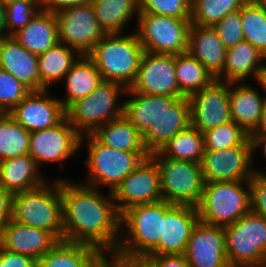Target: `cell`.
Instances as JSON below:
<instances>
[{"label":"cell","instance_id":"cell-38","mask_svg":"<svg viewBox=\"0 0 266 267\" xmlns=\"http://www.w3.org/2000/svg\"><path fill=\"white\" fill-rule=\"evenodd\" d=\"M244 40L266 57V13L256 0H248L241 8Z\"/></svg>","mask_w":266,"mask_h":267},{"label":"cell","instance_id":"cell-36","mask_svg":"<svg viewBox=\"0 0 266 267\" xmlns=\"http://www.w3.org/2000/svg\"><path fill=\"white\" fill-rule=\"evenodd\" d=\"M30 132L9 113L0 114V161L29 152Z\"/></svg>","mask_w":266,"mask_h":267},{"label":"cell","instance_id":"cell-30","mask_svg":"<svg viewBox=\"0 0 266 267\" xmlns=\"http://www.w3.org/2000/svg\"><path fill=\"white\" fill-rule=\"evenodd\" d=\"M66 96L59 98L64 109L74 101L87 97L103 81L94 61L81 55L63 79Z\"/></svg>","mask_w":266,"mask_h":267},{"label":"cell","instance_id":"cell-55","mask_svg":"<svg viewBox=\"0 0 266 267\" xmlns=\"http://www.w3.org/2000/svg\"><path fill=\"white\" fill-rule=\"evenodd\" d=\"M266 13V0H256Z\"/></svg>","mask_w":266,"mask_h":267},{"label":"cell","instance_id":"cell-5","mask_svg":"<svg viewBox=\"0 0 266 267\" xmlns=\"http://www.w3.org/2000/svg\"><path fill=\"white\" fill-rule=\"evenodd\" d=\"M60 179L47 180L35 189L13 194L12 220L49 231L62 241L64 228Z\"/></svg>","mask_w":266,"mask_h":267},{"label":"cell","instance_id":"cell-1","mask_svg":"<svg viewBox=\"0 0 266 267\" xmlns=\"http://www.w3.org/2000/svg\"><path fill=\"white\" fill-rule=\"evenodd\" d=\"M69 180L60 179L63 240L90 245L110 259L121 236V213L112 193Z\"/></svg>","mask_w":266,"mask_h":267},{"label":"cell","instance_id":"cell-13","mask_svg":"<svg viewBox=\"0 0 266 267\" xmlns=\"http://www.w3.org/2000/svg\"><path fill=\"white\" fill-rule=\"evenodd\" d=\"M81 134L64 117L57 125L30 132L29 152L41 170L42 164L63 162L80 151Z\"/></svg>","mask_w":266,"mask_h":267},{"label":"cell","instance_id":"cell-8","mask_svg":"<svg viewBox=\"0 0 266 267\" xmlns=\"http://www.w3.org/2000/svg\"><path fill=\"white\" fill-rule=\"evenodd\" d=\"M150 157L155 161L160 172L162 198L172 204L197 206L200 203L204 178L201 164L173 160L153 152Z\"/></svg>","mask_w":266,"mask_h":267},{"label":"cell","instance_id":"cell-42","mask_svg":"<svg viewBox=\"0 0 266 267\" xmlns=\"http://www.w3.org/2000/svg\"><path fill=\"white\" fill-rule=\"evenodd\" d=\"M139 13L191 19V0H139Z\"/></svg>","mask_w":266,"mask_h":267},{"label":"cell","instance_id":"cell-37","mask_svg":"<svg viewBox=\"0 0 266 267\" xmlns=\"http://www.w3.org/2000/svg\"><path fill=\"white\" fill-rule=\"evenodd\" d=\"M248 0H191V24L213 26L239 11Z\"/></svg>","mask_w":266,"mask_h":267},{"label":"cell","instance_id":"cell-17","mask_svg":"<svg viewBox=\"0 0 266 267\" xmlns=\"http://www.w3.org/2000/svg\"><path fill=\"white\" fill-rule=\"evenodd\" d=\"M184 255L191 267H230L224 228L199 220L192 229Z\"/></svg>","mask_w":266,"mask_h":267},{"label":"cell","instance_id":"cell-49","mask_svg":"<svg viewBox=\"0 0 266 267\" xmlns=\"http://www.w3.org/2000/svg\"><path fill=\"white\" fill-rule=\"evenodd\" d=\"M251 140L253 142V155L256 154V149L259 150L260 148L263 150V156L266 159V133L264 134H251ZM260 147V148H259Z\"/></svg>","mask_w":266,"mask_h":267},{"label":"cell","instance_id":"cell-12","mask_svg":"<svg viewBox=\"0 0 266 267\" xmlns=\"http://www.w3.org/2000/svg\"><path fill=\"white\" fill-rule=\"evenodd\" d=\"M253 142L249 137L242 145L205 151L201 161L205 182L245 181L261 170L254 165ZM253 163V164H252Z\"/></svg>","mask_w":266,"mask_h":267},{"label":"cell","instance_id":"cell-44","mask_svg":"<svg viewBox=\"0 0 266 267\" xmlns=\"http://www.w3.org/2000/svg\"><path fill=\"white\" fill-rule=\"evenodd\" d=\"M250 212L266 219V172H256L249 179Z\"/></svg>","mask_w":266,"mask_h":267},{"label":"cell","instance_id":"cell-48","mask_svg":"<svg viewBox=\"0 0 266 267\" xmlns=\"http://www.w3.org/2000/svg\"><path fill=\"white\" fill-rule=\"evenodd\" d=\"M91 2V0H41L43 10L57 12L60 9L81 5Z\"/></svg>","mask_w":266,"mask_h":267},{"label":"cell","instance_id":"cell-22","mask_svg":"<svg viewBox=\"0 0 266 267\" xmlns=\"http://www.w3.org/2000/svg\"><path fill=\"white\" fill-rule=\"evenodd\" d=\"M0 68L31 91H40L38 56L26 50L13 36L0 41Z\"/></svg>","mask_w":266,"mask_h":267},{"label":"cell","instance_id":"cell-19","mask_svg":"<svg viewBox=\"0 0 266 267\" xmlns=\"http://www.w3.org/2000/svg\"><path fill=\"white\" fill-rule=\"evenodd\" d=\"M198 221L196 206L172 204L162 218L159 243L148 255L184 254L192 229Z\"/></svg>","mask_w":266,"mask_h":267},{"label":"cell","instance_id":"cell-54","mask_svg":"<svg viewBox=\"0 0 266 267\" xmlns=\"http://www.w3.org/2000/svg\"><path fill=\"white\" fill-rule=\"evenodd\" d=\"M4 5L15 3L17 1H34L35 3H41V0H0Z\"/></svg>","mask_w":266,"mask_h":267},{"label":"cell","instance_id":"cell-6","mask_svg":"<svg viewBox=\"0 0 266 267\" xmlns=\"http://www.w3.org/2000/svg\"><path fill=\"white\" fill-rule=\"evenodd\" d=\"M126 91L118 83L103 80L90 95L71 103L65 117L81 135L91 134L124 114V102H119V97Z\"/></svg>","mask_w":266,"mask_h":267},{"label":"cell","instance_id":"cell-11","mask_svg":"<svg viewBox=\"0 0 266 267\" xmlns=\"http://www.w3.org/2000/svg\"><path fill=\"white\" fill-rule=\"evenodd\" d=\"M59 43L88 55L106 34L99 26L91 2L55 12Z\"/></svg>","mask_w":266,"mask_h":267},{"label":"cell","instance_id":"cell-52","mask_svg":"<svg viewBox=\"0 0 266 267\" xmlns=\"http://www.w3.org/2000/svg\"><path fill=\"white\" fill-rule=\"evenodd\" d=\"M264 133H266V101L263 106L260 123L252 134H264Z\"/></svg>","mask_w":266,"mask_h":267},{"label":"cell","instance_id":"cell-34","mask_svg":"<svg viewBox=\"0 0 266 267\" xmlns=\"http://www.w3.org/2000/svg\"><path fill=\"white\" fill-rule=\"evenodd\" d=\"M158 153L173 160L200 164L205 153L203 133L189 125L162 146Z\"/></svg>","mask_w":266,"mask_h":267},{"label":"cell","instance_id":"cell-2","mask_svg":"<svg viewBox=\"0 0 266 267\" xmlns=\"http://www.w3.org/2000/svg\"><path fill=\"white\" fill-rule=\"evenodd\" d=\"M171 205L172 203L162 200L134 205L123 211L119 244L109 260L138 263L147 256L159 243L162 218Z\"/></svg>","mask_w":266,"mask_h":267},{"label":"cell","instance_id":"cell-53","mask_svg":"<svg viewBox=\"0 0 266 267\" xmlns=\"http://www.w3.org/2000/svg\"><path fill=\"white\" fill-rule=\"evenodd\" d=\"M107 267H142L139 263H127L119 260H108Z\"/></svg>","mask_w":266,"mask_h":267},{"label":"cell","instance_id":"cell-56","mask_svg":"<svg viewBox=\"0 0 266 267\" xmlns=\"http://www.w3.org/2000/svg\"><path fill=\"white\" fill-rule=\"evenodd\" d=\"M259 266L260 267H266V255Z\"/></svg>","mask_w":266,"mask_h":267},{"label":"cell","instance_id":"cell-23","mask_svg":"<svg viewBox=\"0 0 266 267\" xmlns=\"http://www.w3.org/2000/svg\"><path fill=\"white\" fill-rule=\"evenodd\" d=\"M266 98L248 82H230L229 105L232 121L251 135L261 120Z\"/></svg>","mask_w":266,"mask_h":267},{"label":"cell","instance_id":"cell-40","mask_svg":"<svg viewBox=\"0 0 266 267\" xmlns=\"http://www.w3.org/2000/svg\"><path fill=\"white\" fill-rule=\"evenodd\" d=\"M41 3L17 1L5 5L6 28L9 36L24 28L40 11Z\"/></svg>","mask_w":266,"mask_h":267},{"label":"cell","instance_id":"cell-28","mask_svg":"<svg viewBox=\"0 0 266 267\" xmlns=\"http://www.w3.org/2000/svg\"><path fill=\"white\" fill-rule=\"evenodd\" d=\"M264 61H266V57L251 43L243 40L227 49L225 65L217 80L245 82L251 76L254 80Z\"/></svg>","mask_w":266,"mask_h":267},{"label":"cell","instance_id":"cell-51","mask_svg":"<svg viewBox=\"0 0 266 267\" xmlns=\"http://www.w3.org/2000/svg\"><path fill=\"white\" fill-rule=\"evenodd\" d=\"M255 80L258 85L261 86L260 88L263 89L262 91L265 93L263 96L266 98V62L263 63L262 67L257 72Z\"/></svg>","mask_w":266,"mask_h":267},{"label":"cell","instance_id":"cell-10","mask_svg":"<svg viewBox=\"0 0 266 267\" xmlns=\"http://www.w3.org/2000/svg\"><path fill=\"white\" fill-rule=\"evenodd\" d=\"M136 25L144 51L173 55L187 52L191 19L139 13Z\"/></svg>","mask_w":266,"mask_h":267},{"label":"cell","instance_id":"cell-41","mask_svg":"<svg viewBox=\"0 0 266 267\" xmlns=\"http://www.w3.org/2000/svg\"><path fill=\"white\" fill-rule=\"evenodd\" d=\"M31 90L12 74L0 68V112L10 111L20 103Z\"/></svg>","mask_w":266,"mask_h":267},{"label":"cell","instance_id":"cell-35","mask_svg":"<svg viewBox=\"0 0 266 267\" xmlns=\"http://www.w3.org/2000/svg\"><path fill=\"white\" fill-rule=\"evenodd\" d=\"M175 73L179 90L186 97L215 80L204 65L188 52L175 55Z\"/></svg>","mask_w":266,"mask_h":267},{"label":"cell","instance_id":"cell-43","mask_svg":"<svg viewBox=\"0 0 266 267\" xmlns=\"http://www.w3.org/2000/svg\"><path fill=\"white\" fill-rule=\"evenodd\" d=\"M212 27L219 35V38L227 49L244 40L241 9L237 12L226 15Z\"/></svg>","mask_w":266,"mask_h":267},{"label":"cell","instance_id":"cell-26","mask_svg":"<svg viewBox=\"0 0 266 267\" xmlns=\"http://www.w3.org/2000/svg\"><path fill=\"white\" fill-rule=\"evenodd\" d=\"M40 172L29 154L0 161V186L12 194L35 189L48 180Z\"/></svg>","mask_w":266,"mask_h":267},{"label":"cell","instance_id":"cell-32","mask_svg":"<svg viewBox=\"0 0 266 267\" xmlns=\"http://www.w3.org/2000/svg\"><path fill=\"white\" fill-rule=\"evenodd\" d=\"M91 3L105 34H123L134 16L138 20L139 0H91Z\"/></svg>","mask_w":266,"mask_h":267},{"label":"cell","instance_id":"cell-21","mask_svg":"<svg viewBox=\"0 0 266 267\" xmlns=\"http://www.w3.org/2000/svg\"><path fill=\"white\" fill-rule=\"evenodd\" d=\"M190 125V101L183 96L164 109L151 126L142 134L149 154L158 152L181 130Z\"/></svg>","mask_w":266,"mask_h":267},{"label":"cell","instance_id":"cell-20","mask_svg":"<svg viewBox=\"0 0 266 267\" xmlns=\"http://www.w3.org/2000/svg\"><path fill=\"white\" fill-rule=\"evenodd\" d=\"M59 240L49 231L10 220L0 233V247L39 260Z\"/></svg>","mask_w":266,"mask_h":267},{"label":"cell","instance_id":"cell-15","mask_svg":"<svg viewBox=\"0 0 266 267\" xmlns=\"http://www.w3.org/2000/svg\"><path fill=\"white\" fill-rule=\"evenodd\" d=\"M130 89L146 95L183 97L176 80L175 55L144 51Z\"/></svg>","mask_w":266,"mask_h":267},{"label":"cell","instance_id":"cell-46","mask_svg":"<svg viewBox=\"0 0 266 267\" xmlns=\"http://www.w3.org/2000/svg\"><path fill=\"white\" fill-rule=\"evenodd\" d=\"M0 267H37V260L31 256L0 247Z\"/></svg>","mask_w":266,"mask_h":267},{"label":"cell","instance_id":"cell-29","mask_svg":"<svg viewBox=\"0 0 266 267\" xmlns=\"http://www.w3.org/2000/svg\"><path fill=\"white\" fill-rule=\"evenodd\" d=\"M124 101V116L143 134L160 113L167 109L177 97L167 95H146L133 92L130 88Z\"/></svg>","mask_w":266,"mask_h":267},{"label":"cell","instance_id":"cell-57","mask_svg":"<svg viewBox=\"0 0 266 267\" xmlns=\"http://www.w3.org/2000/svg\"><path fill=\"white\" fill-rule=\"evenodd\" d=\"M242 267H260L259 265H254V266H242Z\"/></svg>","mask_w":266,"mask_h":267},{"label":"cell","instance_id":"cell-24","mask_svg":"<svg viewBox=\"0 0 266 267\" xmlns=\"http://www.w3.org/2000/svg\"><path fill=\"white\" fill-rule=\"evenodd\" d=\"M187 52L217 79L223 71L227 48L212 26L191 24Z\"/></svg>","mask_w":266,"mask_h":267},{"label":"cell","instance_id":"cell-9","mask_svg":"<svg viewBox=\"0 0 266 267\" xmlns=\"http://www.w3.org/2000/svg\"><path fill=\"white\" fill-rule=\"evenodd\" d=\"M225 249L230 267L260 265L266 255V219L248 212L227 225Z\"/></svg>","mask_w":266,"mask_h":267},{"label":"cell","instance_id":"cell-47","mask_svg":"<svg viewBox=\"0 0 266 267\" xmlns=\"http://www.w3.org/2000/svg\"><path fill=\"white\" fill-rule=\"evenodd\" d=\"M13 194L0 186V233L12 219Z\"/></svg>","mask_w":266,"mask_h":267},{"label":"cell","instance_id":"cell-27","mask_svg":"<svg viewBox=\"0 0 266 267\" xmlns=\"http://www.w3.org/2000/svg\"><path fill=\"white\" fill-rule=\"evenodd\" d=\"M12 36L29 52L37 56L43 54L59 42L55 12L42 9Z\"/></svg>","mask_w":266,"mask_h":267},{"label":"cell","instance_id":"cell-3","mask_svg":"<svg viewBox=\"0 0 266 267\" xmlns=\"http://www.w3.org/2000/svg\"><path fill=\"white\" fill-rule=\"evenodd\" d=\"M144 49L136 32L106 34L88 56L105 81L129 89L134 83Z\"/></svg>","mask_w":266,"mask_h":267},{"label":"cell","instance_id":"cell-7","mask_svg":"<svg viewBox=\"0 0 266 267\" xmlns=\"http://www.w3.org/2000/svg\"><path fill=\"white\" fill-rule=\"evenodd\" d=\"M196 207L204 223L221 227L234 224L250 212L249 180L205 182Z\"/></svg>","mask_w":266,"mask_h":267},{"label":"cell","instance_id":"cell-4","mask_svg":"<svg viewBox=\"0 0 266 267\" xmlns=\"http://www.w3.org/2000/svg\"><path fill=\"white\" fill-rule=\"evenodd\" d=\"M84 144L88 158L84 161L87 177L82 183L100 190L109 187L110 192L144 159L150 157L148 151H123L106 146L92 133L81 136L80 149Z\"/></svg>","mask_w":266,"mask_h":267},{"label":"cell","instance_id":"cell-25","mask_svg":"<svg viewBox=\"0 0 266 267\" xmlns=\"http://www.w3.org/2000/svg\"><path fill=\"white\" fill-rule=\"evenodd\" d=\"M108 260L90 245L62 240L37 260V267H107Z\"/></svg>","mask_w":266,"mask_h":267},{"label":"cell","instance_id":"cell-16","mask_svg":"<svg viewBox=\"0 0 266 267\" xmlns=\"http://www.w3.org/2000/svg\"><path fill=\"white\" fill-rule=\"evenodd\" d=\"M230 82L215 79L189 96L190 125L200 132L232 121L229 105Z\"/></svg>","mask_w":266,"mask_h":267},{"label":"cell","instance_id":"cell-50","mask_svg":"<svg viewBox=\"0 0 266 267\" xmlns=\"http://www.w3.org/2000/svg\"><path fill=\"white\" fill-rule=\"evenodd\" d=\"M9 37L5 20V5L0 1V41Z\"/></svg>","mask_w":266,"mask_h":267},{"label":"cell","instance_id":"cell-14","mask_svg":"<svg viewBox=\"0 0 266 267\" xmlns=\"http://www.w3.org/2000/svg\"><path fill=\"white\" fill-rule=\"evenodd\" d=\"M120 213L138 204H152L162 201L160 172L155 161L144 159L111 192Z\"/></svg>","mask_w":266,"mask_h":267},{"label":"cell","instance_id":"cell-31","mask_svg":"<svg viewBox=\"0 0 266 267\" xmlns=\"http://www.w3.org/2000/svg\"><path fill=\"white\" fill-rule=\"evenodd\" d=\"M81 54L65 44L57 43L38 56L40 90H50L51 85L63 82L65 75Z\"/></svg>","mask_w":266,"mask_h":267},{"label":"cell","instance_id":"cell-39","mask_svg":"<svg viewBox=\"0 0 266 267\" xmlns=\"http://www.w3.org/2000/svg\"><path fill=\"white\" fill-rule=\"evenodd\" d=\"M248 135L234 121L227 122L216 128L203 132L205 151H216L232 146L242 145Z\"/></svg>","mask_w":266,"mask_h":267},{"label":"cell","instance_id":"cell-18","mask_svg":"<svg viewBox=\"0 0 266 267\" xmlns=\"http://www.w3.org/2000/svg\"><path fill=\"white\" fill-rule=\"evenodd\" d=\"M9 114L26 130L35 132L57 125L65 117V109L58 97L44 89L31 91Z\"/></svg>","mask_w":266,"mask_h":267},{"label":"cell","instance_id":"cell-45","mask_svg":"<svg viewBox=\"0 0 266 267\" xmlns=\"http://www.w3.org/2000/svg\"><path fill=\"white\" fill-rule=\"evenodd\" d=\"M138 263L142 267H191L184 254L147 255Z\"/></svg>","mask_w":266,"mask_h":267},{"label":"cell","instance_id":"cell-33","mask_svg":"<svg viewBox=\"0 0 266 267\" xmlns=\"http://www.w3.org/2000/svg\"><path fill=\"white\" fill-rule=\"evenodd\" d=\"M102 144L123 151H147L142 134L122 115L92 133Z\"/></svg>","mask_w":266,"mask_h":267}]
</instances>
